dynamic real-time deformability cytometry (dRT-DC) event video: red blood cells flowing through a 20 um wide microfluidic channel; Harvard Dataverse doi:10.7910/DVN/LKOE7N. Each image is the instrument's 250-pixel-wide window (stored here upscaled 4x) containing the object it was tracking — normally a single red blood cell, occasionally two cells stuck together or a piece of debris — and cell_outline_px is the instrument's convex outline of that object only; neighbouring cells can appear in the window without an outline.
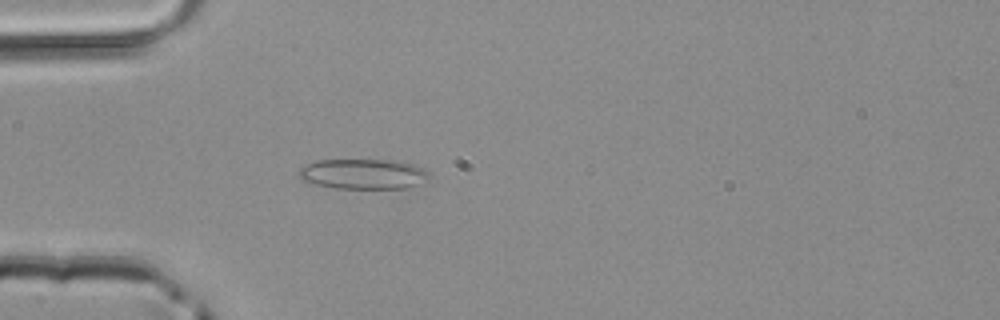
{"species": "common noctule bat (a hibernating species)", "species_latin": "Nyctalus noctula", "temperature_condition": "room temperature", "stored_images_in_passage": 41, "camera_frame_rate_fps": 3000, "um_per_image_px": 0.085, "animal": {"sex": "male", "body_mass_g": 20.4}, "frame": {"image": 1, "passage_image": 6, "time_ms": 1.667, "image_size_px": [1000, 320], "cell_outline_px": [[432, 176], [416, 184], [404, 188], [336, 188], [316, 184], [304, 180], [300, 176], [300, 168], [316, 160], [396, 160], [412, 164], [428, 172]], "centroid_in_image_um": [30.88, 14.78], "position_along_channel_um": 54.1, "area_um2": 22.48}}
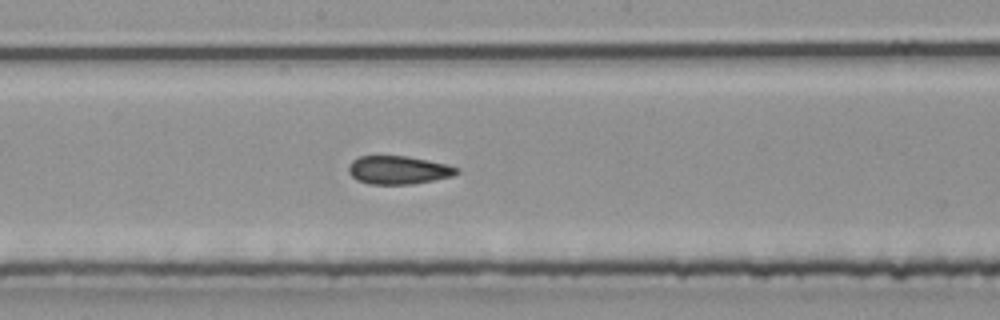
{"frame": {"image": 2, "passage_image": 18, "time_ms": 5.667, "image_size_px": [1000, 320], "cell_outline_px": [[460, 172], [452, 176], [412, 184], [368, 184], [356, 180], [348, 172], [348, 164], [352, 160], [360, 156], [408, 156], [448, 164], [460, 168]], "centroid_in_image_um": [33.86, 14.45], "position_along_channel_um": 214.3, "area_um2": 17.98}}
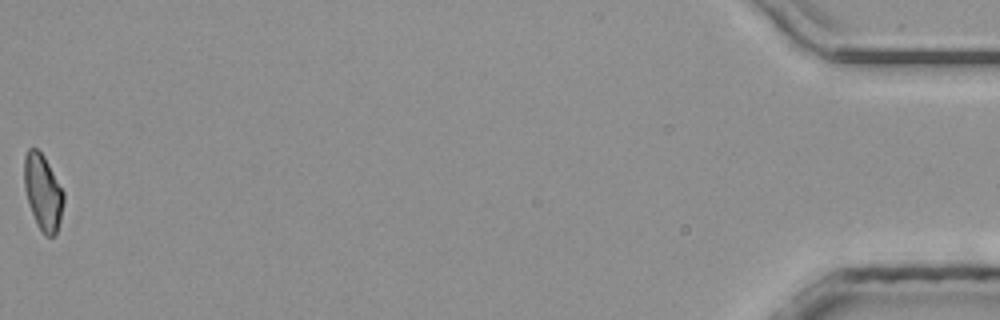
{"frame": {"image": 3, "passage_image": 41, "time_ms": 13.333, "image_size_px": [1000, 320], "cell_outline_px": [[64, 200], [60, 220], [56, 236], [44, 236], [32, 212], [24, 188], [24, 156], [28, 148], [36, 148], [44, 156], [64, 192]], "centroid_in_image_um": [3.65, 16.33], "position_along_channel_um": 431.5, "area_um2": 17.22}}